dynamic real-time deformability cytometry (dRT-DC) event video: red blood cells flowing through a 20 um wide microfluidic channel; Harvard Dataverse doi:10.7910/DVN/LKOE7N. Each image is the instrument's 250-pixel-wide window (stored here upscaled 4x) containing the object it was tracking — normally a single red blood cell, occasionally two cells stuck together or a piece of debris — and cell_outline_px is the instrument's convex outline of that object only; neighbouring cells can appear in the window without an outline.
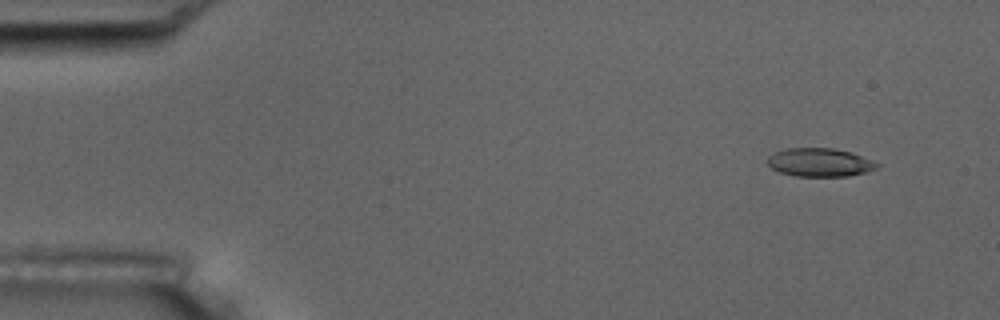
{"species": "common noctule bat (a hibernating species)", "species_latin": "Nyctalus noctula", "temperature_condition": "room temperature", "stored_images_in_passage": 5, "camera_frame_rate_fps": 3000, "um_per_image_px": 0.085, "animal": {"sex": "male", "body_mass_g": 17.5, "forearm_length_mm": 52.3}, "frame": {"image": 1, "passage_image": 2, "time_ms": 1.0, "image_size_px": [1000, 320], "cell_outline_px": [[880, 164], [876, 168], [868, 172], [848, 176], [796, 176], [780, 172], [772, 168], [764, 160], [768, 156], [776, 152], [788, 148], [832, 148], [852, 152], [872, 160]], "centroid_in_image_um": [69.68, 13.8], "position_along_channel_um": 15.3, "area_um2": 18.21}}
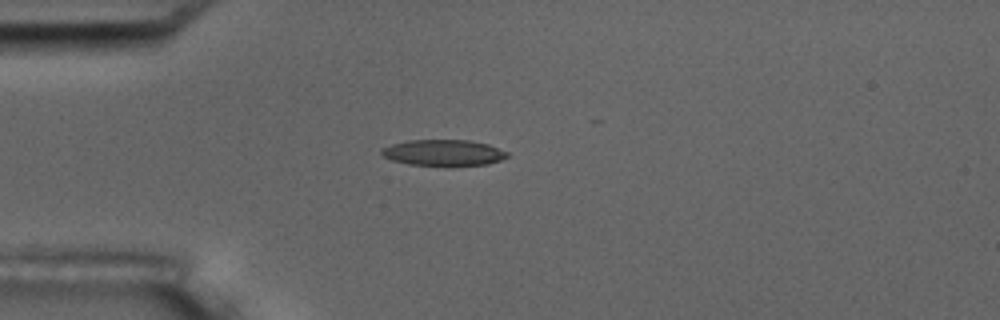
{"frame": {"image": 2, "passage_image": 5, "time_ms": 4.333, "image_size_px": [1000, 320], "cell_outline_px": [[508, 156], [500, 160], [488, 164], [448, 168], [408, 164], [392, 160], [384, 156], [380, 152], [384, 148], [392, 144], [408, 140], [468, 140], [488, 144], [508, 152]], "centroid_in_image_um": [37.72, 13.02], "position_along_channel_um": 47.3, "area_um2": 19.65}}